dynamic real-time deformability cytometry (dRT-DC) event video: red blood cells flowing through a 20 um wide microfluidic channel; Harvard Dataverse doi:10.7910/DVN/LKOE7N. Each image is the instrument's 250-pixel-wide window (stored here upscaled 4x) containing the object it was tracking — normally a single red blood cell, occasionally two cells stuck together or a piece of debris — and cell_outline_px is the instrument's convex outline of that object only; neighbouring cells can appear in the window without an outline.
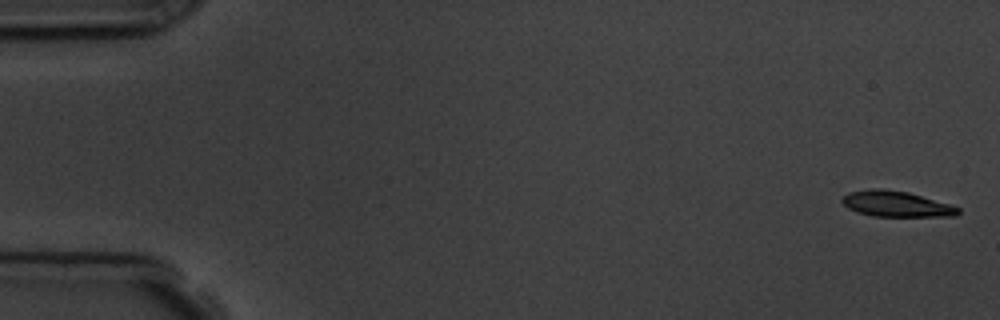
{"species": "common noctule bat (a hibernating species)", "species_latin": "Nyctalus noctula", "temperature_condition": "room temperature", "stored_images_in_passage": 7, "camera_frame_rate_fps": 3000, "um_per_image_px": 0.085, "animal": {"sex": "male", "body_mass_g": 19.5, "forearm_length_mm": 54.6}, "frame": {"image": 1, "passage_image": 1, "time_ms": 0.0, "image_size_px": [1000, 320], "cell_outline_px": [[960, 212], [956, 216], [872, 216], [856, 212], [848, 208], [840, 200], [848, 192], [868, 188], [880, 188], [908, 192], [948, 204], [960, 208]], "centroid_in_image_um": [76.13, 17.33], "position_along_channel_um": 8.9, "area_um2": 17.34}}
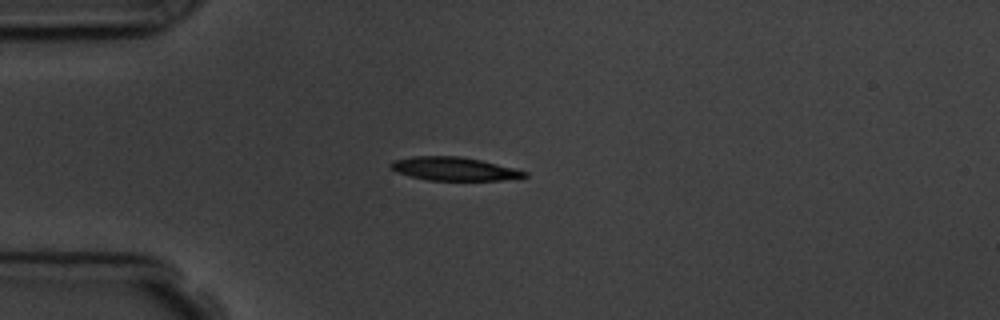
{"frame": {"image": 2, "passage_image": 5, "time_ms": 4.333, "image_size_px": [1000, 320], "cell_outline_px": [[528, 176], [500, 180], [428, 180], [396, 172], [388, 168], [388, 164], [392, 160], [412, 156], [460, 156], [480, 160], [528, 172]], "centroid_in_image_um": [38.51, 14.34], "position_along_channel_um": 46.5, "area_um2": 18.15}}
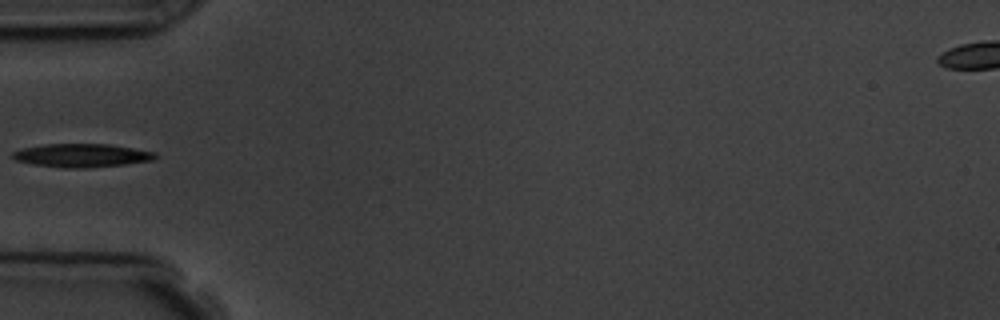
{"frame": {"image": 3, "passage_image": 6, "time_ms": 5.667, "image_size_px": [1000, 320], "cell_outline_px": [[156, 156], [152, 160], [124, 164], [88, 168], [64, 168], [36, 164], [16, 160], [12, 156], [12, 152], [24, 148], [44, 144], [108, 144], [156, 152]], "centroid_in_image_um": [6.95, 13.21], "position_along_channel_um": 78.0, "area_um2": 19.19}}